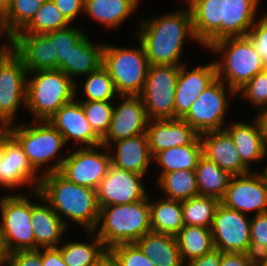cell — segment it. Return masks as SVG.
Here are the masks:
<instances>
[{"instance_id":"cell-31","label":"cell","mask_w":267,"mask_h":266,"mask_svg":"<svg viewBox=\"0 0 267 266\" xmlns=\"http://www.w3.org/2000/svg\"><path fill=\"white\" fill-rule=\"evenodd\" d=\"M202 156V143L198 136L190 145L176 146L158 152L153 159L162 166L160 175L171 171L190 170L197 167L199 158Z\"/></svg>"},{"instance_id":"cell-52","label":"cell","mask_w":267,"mask_h":266,"mask_svg":"<svg viewBox=\"0 0 267 266\" xmlns=\"http://www.w3.org/2000/svg\"><path fill=\"white\" fill-rule=\"evenodd\" d=\"M13 139L10 126H0V165L4 158L7 145Z\"/></svg>"},{"instance_id":"cell-56","label":"cell","mask_w":267,"mask_h":266,"mask_svg":"<svg viewBox=\"0 0 267 266\" xmlns=\"http://www.w3.org/2000/svg\"><path fill=\"white\" fill-rule=\"evenodd\" d=\"M13 0H0V15L9 7Z\"/></svg>"},{"instance_id":"cell-7","label":"cell","mask_w":267,"mask_h":266,"mask_svg":"<svg viewBox=\"0 0 267 266\" xmlns=\"http://www.w3.org/2000/svg\"><path fill=\"white\" fill-rule=\"evenodd\" d=\"M180 66L149 65L142 92L148 120L174 119L176 84Z\"/></svg>"},{"instance_id":"cell-44","label":"cell","mask_w":267,"mask_h":266,"mask_svg":"<svg viewBox=\"0 0 267 266\" xmlns=\"http://www.w3.org/2000/svg\"><path fill=\"white\" fill-rule=\"evenodd\" d=\"M108 252L119 266H156L135 243H121L112 246Z\"/></svg>"},{"instance_id":"cell-1","label":"cell","mask_w":267,"mask_h":266,"mask_svg":"<svg viewBox=\"0 0 267 266\" xmlns=\"http://www.w3.org/2000/svg\"><path fill=\"white\" fill-rule=\"evenodd\" d=\"M33 195L46 201L66 226L68 224L62 214L91 235L94 233L100 210L96 190L77 185L59 172H52L41 174L38 189L33 190Z\"/></svg>"},{"instance_id":"cell-30","label":"cell","mask_w":267,"mask_h":266,"mask_svg":"<svg viewBox=\"0 0 267 266\" xmlns=\"http://www.w3.org/2000/svg\"><path fill=\"white\" fill-rule=\"evenodd\" d=\"M140 0H84V13L107 28H115L134 11Z\"/></svg>"},{"instance_id":"cell-51","label":"cell","mask_w":267,"mask_h":266,"mask_svg":"<svg viewBox=\"0 0 267 266\" xmlns=\"http://www.w3.org/2000/svg\"><path fill=\"white\" fill-rule=\"evenodd\" d=\"M41 261L43 266H67L63 261L58 247L45 248V250L41 252Z\"/></svg>"},{"instance_id":"cell-59","label":"cell","mask_w":267,"mask_h":266,"mask_svg":"<svg viewBox=\"0 0 267 266\" xmlns=\"http://www.w3.org/2000/svg\"><path fill=\"white\" fill-rule=\"evenodd\" d=\"M8 45H3V47L0 48V53L7 47Z\"/></svg>"},{"instance_id":"cell-29","label":"cell","mask_w":267,"mask_h":266,"mask_svg":"<svg viewBox=\"0 0 267 266\" xmlns=\"http://www.w3.org/2000/svg\"><path fill=\"white\" fill-rule=\"evenodd\" d=\"M86 35L69 51L67 61H63L58 70L73 79L75 75L90 74L102 66L104 45H94Z\"/></svg>"},{"instance_id":"cell-40","label":"cell","mask_w":267,"mask_h":266,"mask_svg":"<svg viewBox=\"0 0 267 266\" xmlns=\"http://www.w3.org/2000/svg\"><path fill=\"white\" fill-rule=\"evenodd\" d=\"M87 76L83 86L86 101H113L118 95L113 80L102 66Z\"/></svg>"},{"instance_id":"cell-41","label":"cell","mask_w":267,"mask_h":266,"mask_svg":"<svg viewBox=\"0 0 267 266\" xmlns=\"http://www.w3.org/2000/svg\"><path fill=\"white\" fill-rule=\"evenodd\" d=\"M112 101H84L80 104L93 131L102 139L109 130L114 106Z\"/></svg>"},{"instance_id":"cell-62","label":"cell","mask_w":267,"mask_h":266,"mask_svg":"<svg viewBox=\"0 0 267 266\" xmlns=\"http://www.w3.org/2000/svg\"><path fill=\"white\" fill-rule=\"evenodd\" d=\"M42 3L46 2V1H50V0H40Z\"/></svg>"},{"instance_id":"cell-9","label":"cell","mask_w":267,"mask_h":266,"mask_svg":"<svg viewBox=\"0 0 267 266\" xmlns=\"http://www.w3.org/2000/svg\"><path fill=\"white\" fill-rule=\"evenodd\" d=\"M28 71L22 58L8 45L0 53V126L12 125L20 104H26Z\"/></svg>"},{"instance_id":"cell-46","label":"cell","mask_w":267,"mask_h":266,"mask_svg":"<svg viewBox=\"0 0 267 266\" xmlns=\"http://www.w3.org/2000/svg\"><path fill=\"white\" fill-rule=\"evenodd\" d=\"M246 37L267 66V14L255 21Z\"/></svg>"},{"instance_id":"cell-13","label":"cell","mask_w":267,"mask_h":266,"mask_svg":"<svg viewBox=\"0 0 267 266\" xmlns=\"http://www.w3.org/2000/svg\"><path fill=\"white\" fill-rule=\"evenodd\" d=\"M250 226V217L220 203L211 226L214 247L221 252L248 253Z\"/></svg>"},{"instance_id":"cell-34","label":"cell","mask_w":267,"mask_h":266,"mask_svg":"<svg viewBox=\"0 0 267 266\" xmlns=\"http://www.w3.org/2000/svg\"><path fill=\"white\" fill-rule=\"evenodd\" d=\"M175 238L184 263L199 258L215 248L211 228L184 225Z\"/></svg>"},{"instance_id":"cell-36","label":"cell","mask_w":267,"mask_h":266,"mask_svg":"<svg viewBox=\"0 0 267 266\" xmlns=\"http://www.w3.org/2000/svg\"><path fill=\"white\" fill-rule=\"evenodd\" d=\"M40 0H13L0 15L2 32H6L8 41L20 32L39 10Z\"/></svg>"},{"instance_id":"cell-38","label":"cell","mask_w":267,"mask_h":266,"mask_svg":"<svg viewBox=\"0 0 267 266\" xmlns=\"http://www.w3.org/2000/svg\"><path fill=\"white\" fill-rule=\"evenodd\" d=\"M181 202L184 225L211 228L219 199L197 195Z\"/></svg>"},{"instance_id":"cell-12","label":"cell","mask_w":267,"mask_h":266,"mask_svg":"<svg viewBox=\"0 0 267 266\" xmlns=\"http://www.w3.org/2000/svg\"><path fill=\"white\" fill-rule=\"evenodd\" d=\"M226 93L225 83L217 78L201 93L181 119L199 135L224 130L221 127L229 106Z\"/></svg>"},{"instance_id":"cell-33","label":"cell","mask_w":267,"mask_h":266,"mask_svg":"<svg viewBox=\"0 0 267 266\" xmlns=\"http://www.w3.org/2000/svg\"><path fill=\"white\" fill-rule=\"evenodd\" d=\"M194 171L199 195L221 200L232 176L203 155L199 158Z\"/></svg>"},{"instance_id":"cell-57","label":"cell","mask_w":267,"mask_h":266,"mask_svg":"<svg viewBox=\"0 0 267 266\" xmlns=\"http://www.w3.org/2000/svg\"><path fill=\"white\" fill-rule=\"evenodd\" d=\"M257 266H267V252L259 261H257Z\"/></svg>"},{"instance_id":"cell-37","label":"cell","mask_w":267,"mask_h":266,"mask_svg":"<svg viewBox=\"0 0 267 266\" xmlns=\"http://www.w3.org/2000/svg\"><path fill=\"white\" fill-rule=\"evenodd\" d=\"M157 182L168 199L183 201L199 195L195 171H171L159 175Z\"/></svg>"},{"instance_id":"cell-35","label":"cell","mask_w":267,"mask_h":266,"mask_svg":"<svg viewBox=\"0 0 267 266\" xmlns=\"http://www.w3.org/2000/svg\"><path fill=\"white\" fill-rule=\"evenodd\" d=\"M94 242H68L63 244L60 250L64 263L67 266H93L101 258H103L108 249L103 245V242L94 235Z\"/></svg>"},{"instance_id":"cell-42","label":"cell","mask_w":267,"mask_h":266,"mask_svg":"<svg viewBox=\"0 0 267 266\" xmlns=\"http://www.w3.org/2000/svg\"><path fill=\"white\" fill-rule=\"evenodd\" d=\"M46 34L54 42L55 53H57V69L63 61H67L69 51L85 36L81 29L69 26Z\"/></svg>"},{"instance_id":"cell-23","label":"cell","mask_w":267,"mask_h":266,"mask_svg":"<svg viewBox=\"0 0 267 266\" xmlns=\"http://www.w3.org/2000/svg\"><path fill=\"white\" fill-rule=\"evenodd\" d=\"M191 11L195 37L208 48L221 39L222 0H195L187 5Z\"/></svg>"},{"instance_id":"cell-17","label":"cell","mask_w":267,"mask_h":266,"mask_svg":"<svg viewBox=\"0 0 267 266\" xmlns=\"http://www.w3.org/2000/svg\"><path fill=\"white\" fill-rule=\"evenodd\" d=\"M184 65L180 66L176 84L174 119L182 118L201 93L217 79L215 62L190 71Z\"/></svg>"},{"instance_id":"cell-3","label":"cell","mask_w":267,"mask_h":266,"mask_svg":"<svg viewBox=\"0 0 267 266\" xmlns=\"http://www.w3.org/2000/svg\"><path fill=\"white\" fill-rule=\"evenodd\" d=\"M149 198L147 196L135 203L100 207L95 230L98 225L101 226L96 235L108 250L117 244L135 243L151 232Z\"/></svg>"},{"instance_id":"cell-32","label":"cell","mask_w":267,"mask_h":266,"mask_svg":"<svg viewBox=\"0 0 267 266\" xmlns=\"http://www.w3.org/2000/svg\"><path fill=\"white\" fill-rule=\"evenodd\" d=\"M151 231L175 236L184 226L182 202L164 198L155 202L149 199Z\"/></svg>"},{"instance_id":"cell-4","label":"cell","mask_w":267,"mask_h":266,"mask_svg":"<svg viewBox=\"0 0 267 266\" xmlns=\"http://www.w3.org/2000/svg\"><path fill=\"white\" fill-rule=\"evenodd\" d=\"M208 49L225 54L221 61L215 62L217 78L228 84L232 95L267 67L246 36L222 38Z\"/></svg>"},{"instance_id":"cell-22","label":"cell","mask_w":267,"mask_h":266,"mask_svg":"<svg viewBox=\"0 0 267 266\" xmlns=\"http://www.w3.org/2000/svg\"><path fill=\"white\" fill-rule=\"evenodd\" d=\"M36 172L23 152L22 147L13 138L7 145L0 165V185L13 189L23 184H32L34 185L33 190H36L41 179V175H39L40 177L35 176Z\"/></svg>"},{"instance_id":"cell-49","label":"cell","mask_w":267,"mask_h":266,"mask_svg":"<svg viewBox=\"0 0 267 266\" xmlns=\"http://www.w3.org/2000/svg\"><path fill=\"white\" fill-rule=\"evenodd\" d=\"M220 266H257V261L242 252H222Z\"/></svg>"},{"instance_id":"cell-27","label":"cell","mask_w":267,"mask_h":266,"mask_svg":"<svg viewBox=\"0 0 267 266\" xmlns=\"http://www.w3.org/2000/svg\"><path fill=\"white\" fill-rule=\"evenodd\" d=\"M32 229L35 235V250L57 248L67 226L45 201L43 204L32 203Z\"/></svg>"},{"instance_id":"cell-60","label":"cell","mask_w":267,"mask_h":266,"mask_svg":"<svg viewBox=\"0 0 267 266\" xmlns=\"http://www.w3.org/2000/svg\"><path fill=\"white\" fill-rule=\"evenodd\" d=\"M195 0H187L188 5L191 4Z\"/></svg>"},{"instance_id":"cell-8","label":"cell","mask_w":267,"mask_h":266,"mask_svg":"<svg viewBox=\"0 0 267 266\" xmlns=\"http://www.w3.org/2000/svg\"><path fill=\"white\" fill-rule=\"evenodd\" d=\"M98 147L101 145L81 147L63 158L59 157L51 166L47 165L48 169L43 174L59 172L77 185L97 190L111 165L110 153L95 150Z\"/></svg>"},{"instance_id":"cell-19","label":"cell","mask_w":267,"mask_h":266,"mask_svg":"<svg viewBox=\"0 0 267 266\" xmlns=\"http://www.w3.org/2000/svg\"><path fill=\"white\" fill-rule=\"evenodd\" d=\"M48 122L63 135L65 143L73 139L83 147L101 145V138L91 128L79 100L64 104Z\"/></svg>"},{"instance_id":"cell-53","label":"cell","mask_w":267,"mask_h":266,"mask_svg":"<svg viewBox=\"0 0 267 266\" xmlns=\"http://www.w3.org/2000/svg\"><path fill=\"white\" fill-rule=\"evenodd\" d=\"M261 111L255 117L259 123L261 133L265 144L267 145V106L260 109Z\"/></svg>"},{"instance_id":"cell-58","label":"cell","mask_w":267,"mask_h":266,"mask_svg":"<svg viewBox=\"0 0 267 266\" xmlns=\"http://www.w3.org/2000/svg\"><path fill=\"white\" fill-rule=\"evenodd\" d=\"M262 174L265 177L266 182H267V166H266V169L264 170V172Z\"/></svg>"},{"instance_id":"cell-47","label":"cell","mask_w":267,"mask_h":266,"mask_svg":"<svg viewBox=\"0 0 267 266\" xmlns=\"http://www.w3.org/2000/svg\"><path fill=\"white\" fill-rule=\"evenodd\" d=\"M41 248L37 250H19L9 254L8 266H43Z\"/></svg>"},{"instance_id":"cell-10","label":"cell","mask_w":267,"mask_h":266,"mask_svg":"<svg viewBox=\"0 0 267 266\" xmlns=\"http://www.w3.org/2000/svg\"><path fill=\"white\" fill-rule=\"evenodd\" d=\"M0 209L2 216L0 227L9 253L35 250L30 200L22 195H8L1 198Z\"/></svg>"},{"instance_id":"cell-45","label":"cell","mask_w":267,"mask_h":266,"mask_svg":"<svg viewBox=\"0 0 267 266\" xmlns=\"http://www.w3.org/2000/svg\"><path fill=\"white\" fill-rule=\"evenodd\" d=\"M253 106H267V67L249 80L237 93Z\"/></svg>"},{"instance_id":"cell-20","label":"cell","mask_w":267,"mask_h":266,"mask_svg":"<svg viewBox=\"0 0 267 266\" xmlns=\"http://www.w3.org/2000/svg\"><path fill=\"white\" fill-rule=\"evenodd\" d=\"M146 134L151 155L176 146L190 145L199 134L183 119L149 120Z\"/></svg>"},{"instance_id":"cell-24","label":"cell","mask_w":267,"mask_h":266,"mask_svg":"<svg viewBox=\"0 0 267 266\" xmlns=\"http://www.w3.org/2000/svg\"><path fill=\"white\" fill-rule=\"evenodd\" d=\"M117 151L111 155L114 167L145 175L153 160L146 133L113 142ZM152 159V160H151Z\"/></svg>"},{"instance_id":"cell-28","label":"cell","mask_w":267,"mask_h":266,"mask_svg":"<svg viewBox=\"0 0 267 266\" xmlns=\"http://www.w3.org/2000/svg\"><path fill=\"white\" fill-rule=\"evenodd\" d=\"M135 244L156 266H183L175 236L148 232Z\"/></svg>"},{"instance_id":"cell-43","label":"cell","mask_w":267,"mask_h":266,"mask_svg":"<svg viewBox=\"0 0 267 266\" xmlns=\"http://www.w3.org/2000/svg\"><path fill=\"white\" fill-rule=\"evenodd\" d=\"M267 252V212L255 215L251 219L250 248L248 256L259 261Z\"/></svg>"},{"instance_id":"cell-54","label":"cell","mask_w":267,"mask_h":266,"mask_svg":"<svg viewBox=\"0 0 267 266\" xmlns=\"http://www.w3.org/2000/svg\"><path fill=\"white\" fill-rule=\"evenodd\" d=\"M9 251L6 247L4 236L0 227V266L8 263Z\"/></svg>"},{"instance_id":"cell-61","label":"cell","mask_w":267,"mask_h":266,"mask_svg":"<svg viewBox=\"0 0 267 266\" xmlns=\"http://www.w3.org/2000/svg\"><path fill=\"white\" fill-rule=\"evenodd\" d=\"M1 34L3 35L2 29H1V25H0V37H2Z\"/></svg>"},{"instance_id":"cell-18","label":"cell","mask_w":267,"mask_h":266,"mask_svg":"<svg viewBox=\"0 0 267 266\" xmlns=\"http://www.w3.org/2000/svg\"><path fill=\"white\" fill-rule=\"evenodd\" d=\"M8 42L28 72L57 70L54 42L47 34H16Z\"/></svg>"},{"instance_id":"cell-48","label":"cell","mask_w":267,"mask_h":266,"mask_svg":"<svg viewBox=\"0 0 267 266\" xmlns=\"http://www.w3.org/2000/svg\"><path fill=\"white\" fill-rule=\"evenodd\" d=\"M64 17L72 23L81 12H84V0H52Z\"/></svg>"},{"instance_id":"cell-26","label":"cell","mask_w":267,"mask_h":266,"mask_svg":"<svg viewBox=\"0 0 267 266\" xmlns=\"http://www.w3.org/2000/svg\"><path fill=\"white\" fill-rule=\"evenodd\" d=\"M254 124L232 123L224 130L230 135L239 153L242 163L250 169V162L263 159L267 155V145L257 119Z\"/></svg>"},{"instance_id":"cell-39","label":"cell","mask_w":267,"mask_h":266,"mask_svg":"<svg viewBox=\"0 0 267 266\" xmlns=\"http://www.w3.org/2000/svg\"><path fill=\"white\" fill-rule=\"evenodd\" d=\"M52 0L40 4L33 19L17 34H46L70 26Z\"/></svg>"},{"instance_id":"cell-21","label":"cell","mask_w":267,"mask_h":266,"mask_svg":"<svg viewBox=\"0 0 267 266\" xmlns=\"http://www.w3.org/2000/svg\"><path fill=\"white\" fill-rule=\"evenodd\" d=\"M202 155L215 162L222 170L231 176L250 173L241 161L232 138L225 130L211 131L200 134Z\"/></svg>"},{"instance_id":"cell-16","label":"cell","mask_w":267,"mask_h":266,"mask_svg":"<svg viewBox=\"0 0 267 266\" xmlns=\"http://www.w3.org/2000/svg\"><path fill=\"white\" fill-rule=\"evenodd\" d=\"M124 100L113 108L111 124L101 139V147L108 148L110 142L146 133L148 117L139 95H121ZM110 143V144H109Z\"/></svg>"},{"instance_id":"cell-11","label":"cell","mask_w":267,"mask_h":266,"mask_svg":"<svg viewBox=\"0 0 267 266\" xmlns=\"http://www.w3.org/2000/svg\"><path fill=\"white\" fill-rule=\"evenodd\" d=\"M13 138L22 147L32 167L37 171L58 154L65 140L48 121H36L31 125H10Z\"/></svg>"},{"instance_id":"cell-2","label":"cell","mask_w":267,"mask_h":266,"mask_svg":"<svg viewBox=\"0 0 267 266\" xmlns=\"http://www.w3.org/2000/svg\"><path fill=\"white\" fill-rule=\"evenodd\" d=\"M141 23V30L136 35L143 45L149 65L181 66L179 60L185 36L197 41L189 7Z\"/></svg>"},{"instance_id":"cell-14","label":"cell","mask_w":267,"mask_h":266,"mask_svg":"<svg viewBox=\"0 0 267 266\" xmlns=\"http://www.w3.org/2000/svg\"><path fill=\"white\" fill-rule=\"evenodd\" d=\"M220 203L224 206L247 214L267 212V182L262 173L250 172L232 176Z\"/></svg>"},{"instance_id":"cell-50","label":"cell","mask_w":267,"mask_h":266,"mask_svg":"<svg viewBox=\"0 0 267 266\" xmlns=\"http://www.w3.org/2000/svg\"><path fill=\"white\" fill-rule=\"evenodd\" d=\"M222 252L214 248L212 251L187 262V266H220Z\"/></svg>"},{"instance_id":"cell-15","label":"cell","mask_w":267,"mask_h":266,"mask_svg":"<svg viewBox=\"0 0 267 266\" xmlns=\"http://www.w3.org/2000/svg\"><path fill=\"white\" fill-rule=\"evenodd\" d=\"M143 177L110 165L96 190L99 207L135 203L146 198Z\"/></svg>"},{"instance_id":"cell-55","label":"cell","mask_w":267,"mask_h":266,"mask_svg":"<svg viewBox=\"0 0 267 266\" xmlns=\"http://www.w3.org/2000/svg\"><path fill=\"white\" fill-rule=\"evenodd\" d=\"M93 266H119L109 252Z\"/></svg>"},{"instance_id":"cell-25","label":"cell","mask_w":267,"mask_h":266,"mask_svg":"<svg viewBox=\"0 0 267 266\" xmlns=\"http://www.w3.org/2000/svg\"><path fill=\"white\" fill-rule=\"evenodd\" d=\"M260 0H222L221 39L246 36L255 24Z\"/></svg>"},{"instance_id":"cell-6","label":"cell","mask_w":267,"mask_h":266,"mask_svg":"<svg viewBox=\"0 0 267 266\" xmlns=\"http://www.w3.org/2000/svg\"><path fill=\"white\" fill-rule=\"evenodd\" d=\"M140 48L103 46L102 67L109 73L119 97L139 95L149 68L143 45Z\"/></svg>"},{"instance_id":"cell-5","label":"cell","mask_w":267,"mask_h":266,"mask_svg":"<svg viewBox=\"0 0 267 266\" xmlns=\"http://www.w3.org/2000/svg\"><path fill=\"white\" fill-rule=\"evenodd\" d=\"M26 83L25 107L36 121H48L76 97V83L61 70H39Z\"/></svg>"}]
</instances>
